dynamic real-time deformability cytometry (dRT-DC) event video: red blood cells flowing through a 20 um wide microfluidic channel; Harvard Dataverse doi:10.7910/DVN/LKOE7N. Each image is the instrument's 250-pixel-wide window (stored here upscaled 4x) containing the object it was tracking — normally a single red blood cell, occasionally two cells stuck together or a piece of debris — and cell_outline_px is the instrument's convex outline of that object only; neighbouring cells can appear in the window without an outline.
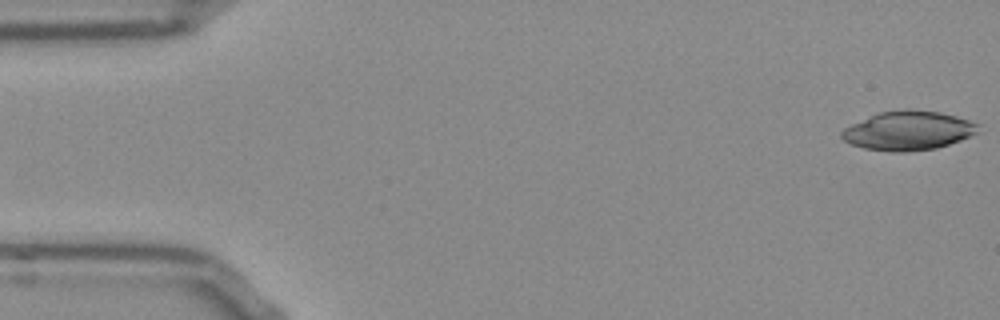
{"species": "Egyptian fruit bat (a non-hibernating species)", "species_latin": "Rousettus aegyptiacus", "temperature_condition": "room temperature", "stored_images_in_passage": 52, "camera_frame_rate_fps": 3000, "um_per_image_px": 0.085, "frame": {"image": 1, "passage_image": 1, "time_ms": 0.0, "image_size_px": [1000, 320], "cell_outline_px": [[980, 124], [976, 132], [960, 140], [936, 148], [904, 152], [892, 152], [864, 148], [852, 144], [844, 140], [840, 136], [840, 132], [844, 128], [852, 124], [880, 112], [904, 108], [908, 108], [940, 112], [956, 116]], "centroid_in_image_um": [77.18, 11.09], "position_along_channel_um": 7.8, "area_um2": 30.92}}
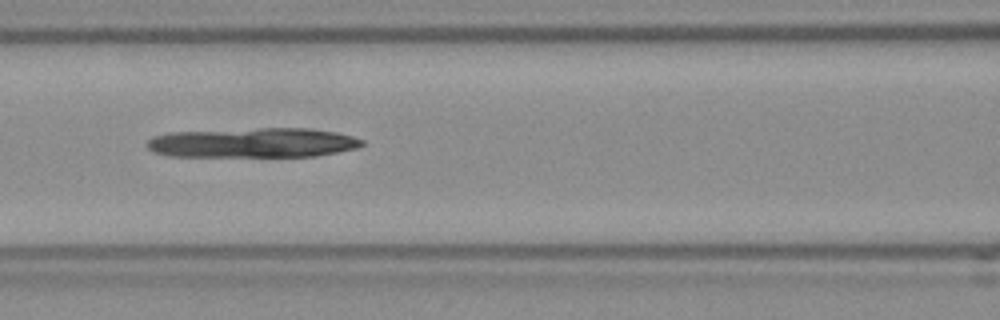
{"frame": {"image": 2, "passage_image": 22, "time_ms": 7.0, "image_size_px": [1000, 320], "cell_outline_px": [[364, 144], [356, 148], [316, 156], [168, 156], [152, 152], [148, 148], [148, 140], [152, 136], [172, 132], [260, 128], [308, 128], [336, 132], [352, 136], [364, 140]], "centroid_in_image_um": [21.5, 12.13], "position_along_channel_um": 145.1, "area_um2": 37.17}}
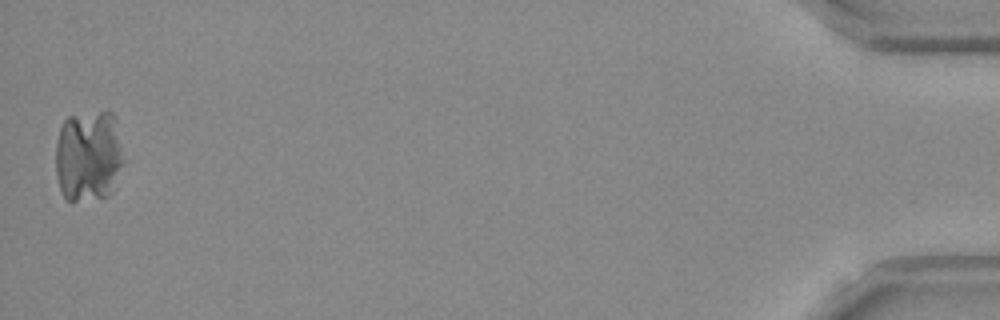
{"frame": {"image": 3, "passage_image": 52, "time_ms": 17.0, "image_size_px": [1000, 320], "cell_outline_px": [[124, 160], [112, 192], [108, 196], [72, 204], [64, 196], [60, 188], [56, 176], [56, 140], [60, 128], [64, 120], [68, 116], [100, 112], [112, 112]], "centroid_in_image_um": [7.49, 13.31], "position_along_channel_um": 427.7, "area_um2": 36.53}}